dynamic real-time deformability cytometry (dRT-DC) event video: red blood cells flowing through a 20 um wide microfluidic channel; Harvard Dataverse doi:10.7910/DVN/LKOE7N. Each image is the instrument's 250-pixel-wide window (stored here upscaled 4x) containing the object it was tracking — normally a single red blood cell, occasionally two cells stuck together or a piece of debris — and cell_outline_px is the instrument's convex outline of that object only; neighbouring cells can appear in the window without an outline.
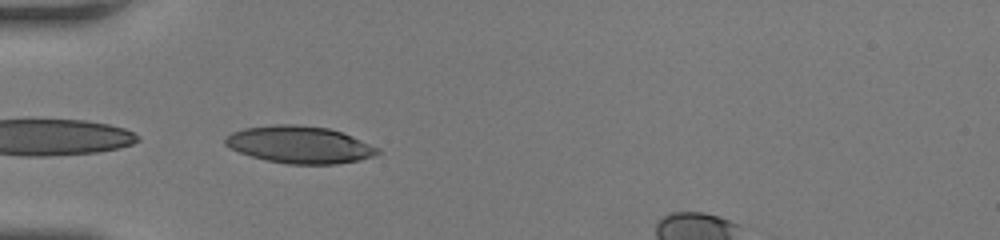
{"species": "human", "species_latin": "Homo sapiens", "temperature_condition": "room temperature", "stored_images_in_passage": 8, "camera_frame_rate_fps": 3000, "um_per_image_px": 0.085, "donor": {"sex": "female"}, "frame": {"image": 1, "passage_image": 1, "time_ms": 0.0, "image_size_px": [1000, 240], "cell_outline_px": [[380, 152], [372, 156], [360, 160], [336, 164], [288, 164], [268, 160], [252, 156], [240, 152], [224, 144], [224, 140], [232, 132], [244, 128], [272, 124], [296, 124], [328, 128], [352, 136], [380, 148]], "centroid_in_image_um": [25.48, 12.29], "position_along_channel_um": 59.5, "area_um2": 32.83}}
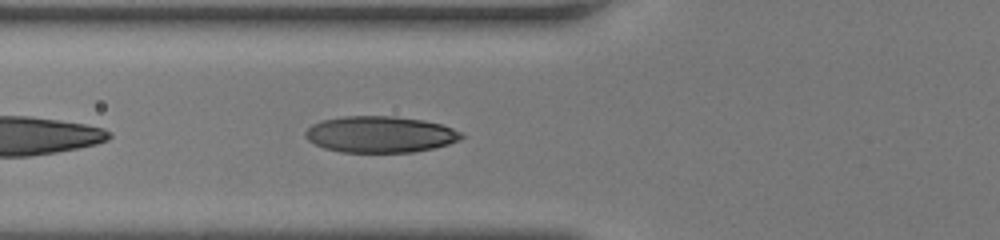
{"frame": {"image": 2, "passage_image": 4, "time_ms": 1.0, "image_size_px": [1000, 240], "cell_outline_px": [[464, 136], [460, 140], [448, 144], [432, 148], [412, 152], [340, 152], [324, 148], [308, 140], [304, 136], [304, 132], [312, 124], [320, 120], [344, 116], [396, 116], [424, 120], [440, 124], [452, 128], [460, 132]], "centroid_in_image_um": [32.28, 11.41], "position_along_channel_um": 93.5, "area_um2": 33.12}}